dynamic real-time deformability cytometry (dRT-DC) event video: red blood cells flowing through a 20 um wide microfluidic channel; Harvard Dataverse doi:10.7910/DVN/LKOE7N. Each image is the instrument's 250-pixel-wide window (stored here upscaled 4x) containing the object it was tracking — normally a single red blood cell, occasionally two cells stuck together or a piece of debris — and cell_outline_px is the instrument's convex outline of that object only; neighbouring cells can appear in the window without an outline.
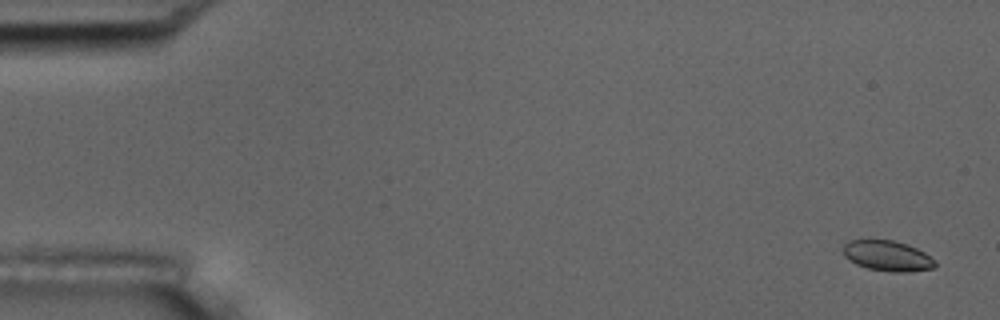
{"species": "common noctule bat (a hibernating species)", "species_latin": "Nyctalus noctula", "temperature_condition": "room temperature", "stored_images_in_passage": 58, "camera_frame_rate_fps": 3000, "um_per_image_px": 0.085, "animal": {"sex": "male", "body_mass_g": 17.5, "forearm_length_mm": 52.3}, "frame": {"image": 1, "passage_image": 3, "time_ms": 0.667, "image_size_px": [1000, 320], "cell_outline_px": [[936, 264], [932, 268], [904, 272], [892, 272], [868, 268], [856, 264], [844, 256], [844, 244], [848, 240], [892, 240], [916, 248], [924, 252], [936, 260]], "centroid_in_image_um": [75.43, 21.74], "position_along_channel_um": 9.6, "area_um2": 16.07}}
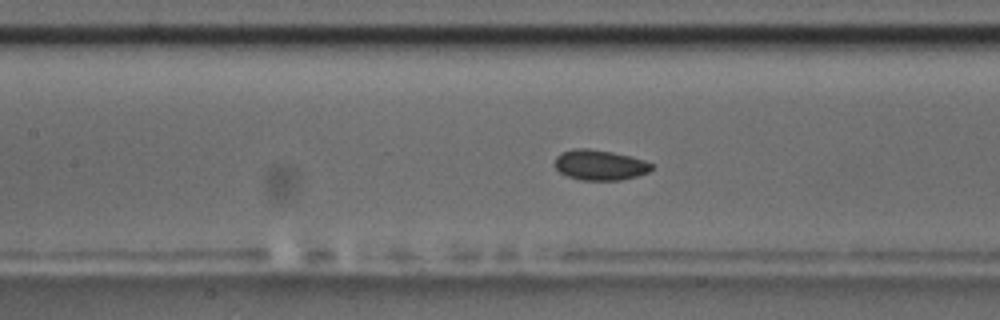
{"frame": {"image": 2, "passage_image": 27, "time_ms": 8.667, "image_size_px": [1000, 320], "cell_outline_px": [[652, 168], [648, 172], [636, 176], [620, 180], [580, 180], [568, 176], [560, 172], [556, 168], [556, 156], [560, 152], [576, 148], [588, 148], [612, 152], [632, 156], [644, 160], [652, 164]], "centroid_in_image_um": [50.98, 14.02], "position_along_channel_um": 156.4, "area_um2": 17.05}}
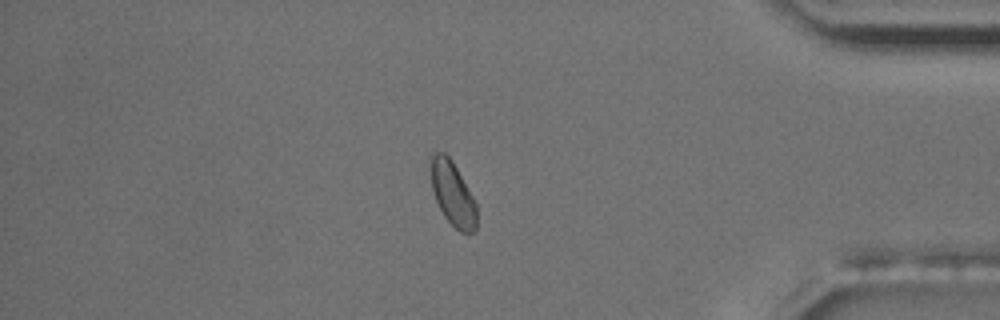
{"frame": {"image": 3, "passage_image": 50, "time_ms": 16.333, "image_size_px": [1000, 320], "cell_outline_px": [[476, 228], [472, 232], [460, 232], [444, 216], [436, 200], [432, 188], [428, 156], [432, 152], [444, 152], [452, 160], [472, 196], [476, 204]], "centroid_in_image_um": [38.43, 16.4], "position_along_channel_um": 396.8, "area_um2": 17.11}, "authors_computed_cell_mechanics": {"area_um2": 16.9643, "velocity_mm_per_s": 3.546, "shape_relaxation_time_tau1_ms": 4.7567, "shape_relaxation_time_tau2_ms": null, "deformation_change_tau1": 0.0637, "deformation_change_tau2": null}}